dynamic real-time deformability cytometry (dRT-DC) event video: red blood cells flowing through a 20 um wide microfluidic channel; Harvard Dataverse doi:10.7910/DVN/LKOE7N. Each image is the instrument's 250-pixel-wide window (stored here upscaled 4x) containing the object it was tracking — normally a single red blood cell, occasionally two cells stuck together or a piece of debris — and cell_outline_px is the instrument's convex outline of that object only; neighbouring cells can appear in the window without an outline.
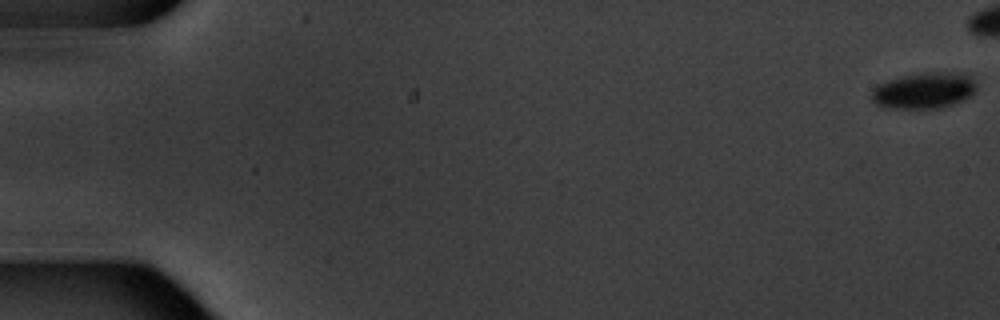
{"species": "common noctule bat (a hibernating species)", "species_latin": "Nyctalus noctula", "temperature_condition": "warm", "stored_images_in_passage": 7, "camera_frame_rate_fps": 3000, "um_per_image_px": 0.085, "animal": {"sex": "male", "body_mass_g": 20.1, "forearm_length_mm": 53.5}, "frame": {"image": 1, "passage_image": 1, "time_ms": 0.0, "image_size_px": [1000, 320], "cell_outline_px": [[976, 92], [972, 96], [964, 100], [940, 108], [880, 108], [872, 100], [872, 88], [884, 80], [924, 72], [964, 72], [972, 76], [976, 84]], "centroid_in_image_um": [78.56, 7.68], "position_along_channel_um": 6.4, "area_um2": 22.6}}